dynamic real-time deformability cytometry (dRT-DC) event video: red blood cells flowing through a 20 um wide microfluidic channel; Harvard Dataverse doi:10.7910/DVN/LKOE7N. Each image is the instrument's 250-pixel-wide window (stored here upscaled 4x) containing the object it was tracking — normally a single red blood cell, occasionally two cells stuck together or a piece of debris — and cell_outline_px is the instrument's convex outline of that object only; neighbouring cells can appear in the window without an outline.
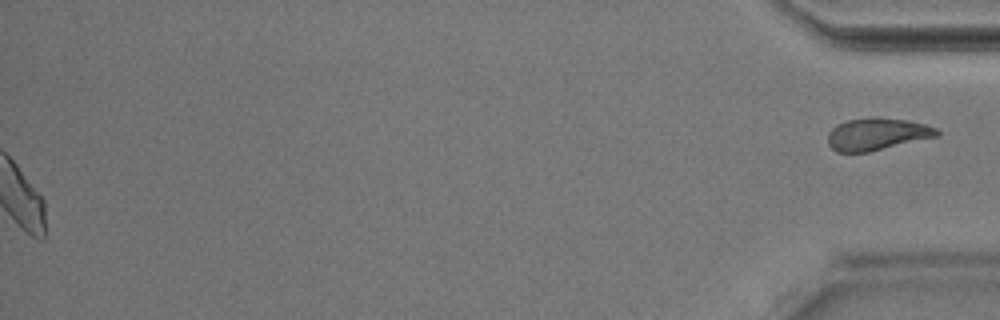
{"species": "Egyptian fruit bat (a non-hibernating species)", "species_latin": "Rousettus aegyptiacus", "temperature_condition": "room temperature", "stored_images_in_passage": 41, "segment_of_instrument_passage": [2, 2], "camera_frame_rate_fps": 3000, "um_per_image_px": 0.085, "animal": {"sex": "male"}, "frame": {"image": 1, "passage_image": 41, "time_ms": 13.333, "image_size_px": [1000, 320], "cell_outline_px": [[940, 132], [936, 136], [868, 152], [836, 152], [828, 144], [828, 132], [836, 124], [848, 120], [872, 116], [876, 116], [908, 120], [924, 124], [936, 128]], "centroid_in_image_um": [74.5, 11.38], "position_along_channel_um": 360.7, "area_um2": 20.46}}